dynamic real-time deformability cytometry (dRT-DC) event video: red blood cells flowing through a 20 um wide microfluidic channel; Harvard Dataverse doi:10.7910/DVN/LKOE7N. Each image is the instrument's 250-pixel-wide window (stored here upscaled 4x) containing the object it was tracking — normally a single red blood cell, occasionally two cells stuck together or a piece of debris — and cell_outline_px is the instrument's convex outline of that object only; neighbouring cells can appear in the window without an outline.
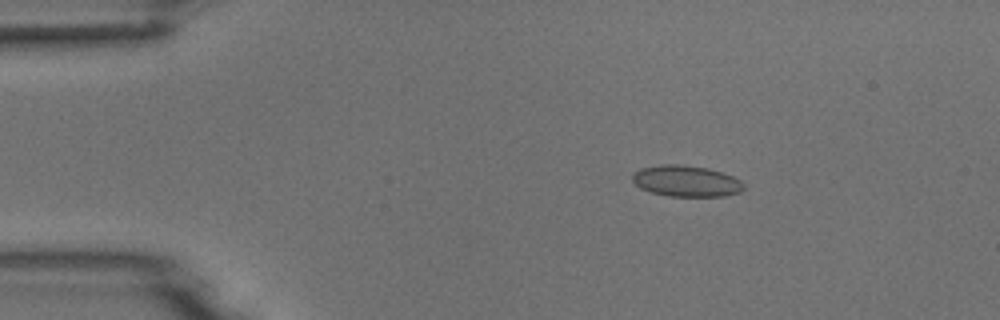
{"species": "common noctule bat (a hibernating species)", "species_latin": "Nyctalus noctula", "temperature_condition": "room temperature", "stored_images_in_passage": 5, "camera_frame_rate_fps": 3000, "um_per_image_px": 0.085, "animal": {"sex": "male", "body_mass_g": 18.8}, "frame": {"image": 1, "passage_image": 3, "time_ms": 2.333, "image_size_px": [1000, 320], "cell_outline_px": [[744, 188], [740, 192], [724, 196], [668, 196], [652, 192], [640, 188], [632, 180], [632, 176], [640, 168], [660, 164], [680, 164], [708, 168], [732, 176], [740, 180], [744, 184]], "centroid_in_image_um": [58.32, 15.38], "position_along_channel_um": 26.7, "area_um2": 20.17}}
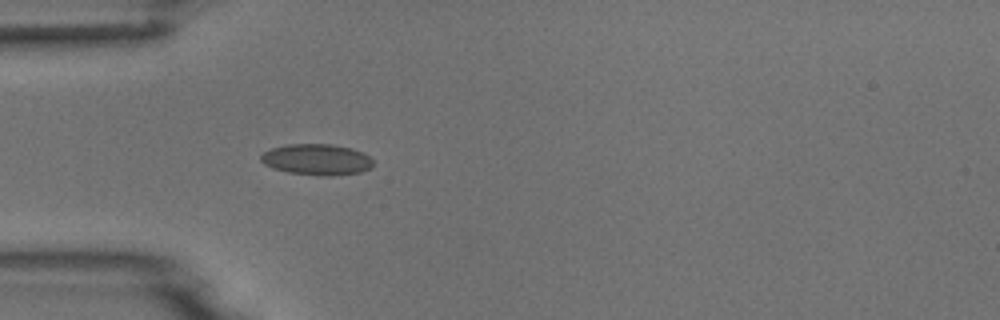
{"frame": {"image": 2, "passage_image": 5, "time_ms": 4.667, "image_size_px": [1000, 320], "cell_outline_px": [[372, 168], [360, 172], [332, 176], [320, 176], [288, 172], [272, 168], [264, 164], [260, 160], [260, 156], [264, 152], [272, 148], [288, 144], [332, 144], [352, 148], [364, 152], [372, 160]], "centroid_in_image_um": [26.93, 13.56], "position_along_channel_um": 58.1, "area_um2": 20.46}}